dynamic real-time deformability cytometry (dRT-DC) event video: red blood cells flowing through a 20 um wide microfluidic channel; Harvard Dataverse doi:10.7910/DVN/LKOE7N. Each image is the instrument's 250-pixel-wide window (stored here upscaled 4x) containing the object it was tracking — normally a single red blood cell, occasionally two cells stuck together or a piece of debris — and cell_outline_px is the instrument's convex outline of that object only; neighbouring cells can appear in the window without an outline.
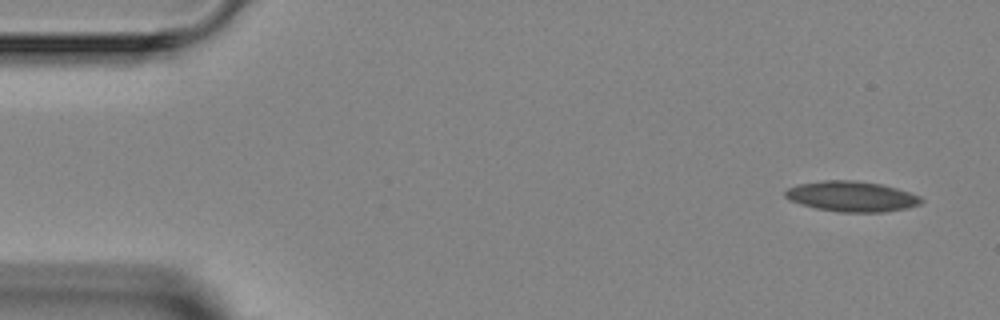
{"species": "Egyptian fruit bat (a non-hibernating species)", "species_latin": "Rousettus aegyptiacus", "temperature_condition": "room temperature", "stored_images_in_passage": 3, "camera_frame_rate_fps": 3000, "um_per_image_px": 0.085, "animal": {"sex": "female"}, "frame": {"image": 1, "passage_image": 1, "time_ms": 0.0, "image_size_px": [1000, 320], "cell_outline_px": [[924, 200], [920, 204], [908, 208], [884, 212], [840, 212], [816, 208], [792, 200], [784, 196], [784, 192], [788, 188], [800, 184], [824, 180], [856, 180], [880, 184], [896, 188], [920, 196]], "centroid_in_image_um": [72.43, 16.69], "position_along_channel_um": 12.6, "area_um2": 23.87}}